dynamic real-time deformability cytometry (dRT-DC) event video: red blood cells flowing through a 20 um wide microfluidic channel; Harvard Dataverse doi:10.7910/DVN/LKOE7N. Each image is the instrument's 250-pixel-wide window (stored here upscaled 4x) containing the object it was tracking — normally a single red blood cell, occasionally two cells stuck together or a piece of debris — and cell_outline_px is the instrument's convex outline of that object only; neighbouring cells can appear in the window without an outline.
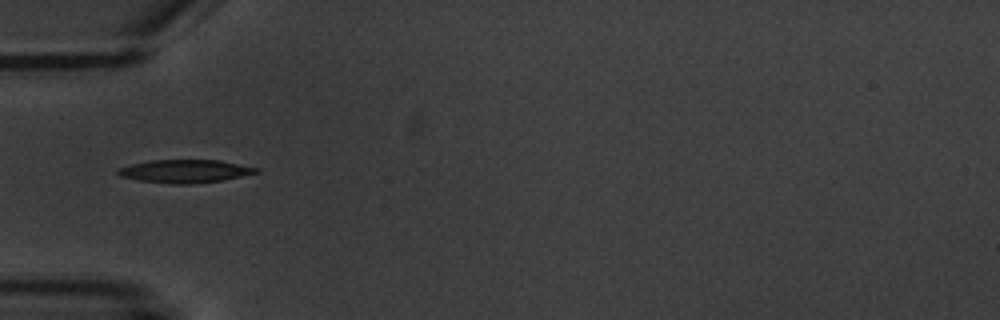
{"species": "common noctule bat (a hibernating species)", "species_latin": "Nyctalus noctula", "temperature_condition": "warm", "stored_images_in_passage": 10, "camera_frame_rate_fps": 3000, "um_per_image_px": 0.085, "animal": {"sex": "male", "body_mass_g": 20.1, "forearm_length_mm": 53.5}, "frame": {"image": 1, "passage_image": 1, "time_ms": 0.0, "image_size_px": [1000, 320], "cell_outline_px": [[260, 172], [224, 180], [188, 184], [172, 184], [140, 180], [120, 176], [116, 172], [116, 168], [132, 164], [152, 160], [220, 160], [260, 168]], "centroid_in_image_um": [15.75, 14.55], "position_along_channel_um": 69.3, "area_um2": 18.61}}
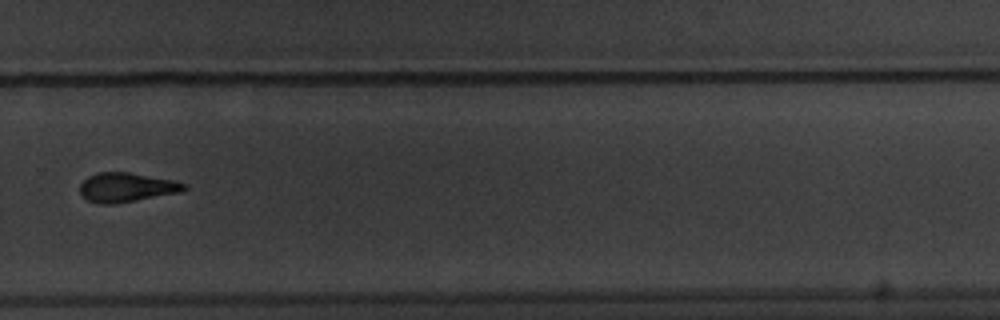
{"frame": {"image": 2, "passage_image": 7, "time_ms": 7.0, "image_size_px": [1000, 320], "cell_outline_px": [[188, 188], [180, 192], [112, 204], [100, 204], [88, 200], [80, 192], [80, 184], [88, 176], [96, 172], [128, 172], [172, 180], [188, 184]], "centroid_in_image_um": [10.74, 15.91], "position_along_channel_um": 319.1, "area_um2": 17.57}}
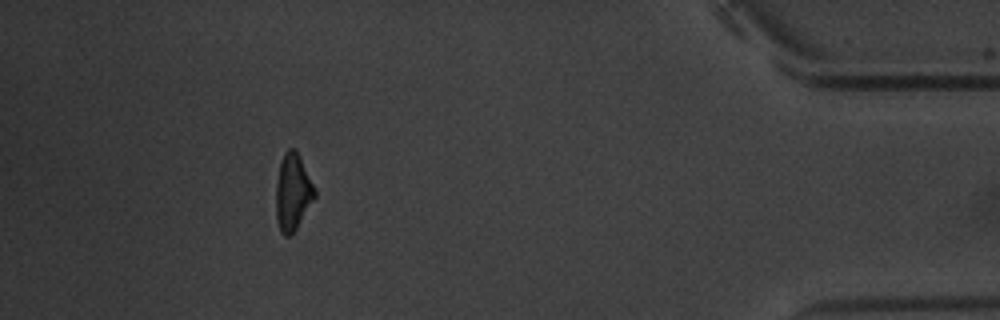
{"frame": {"image": 3, "passage_image": 10, "time_ms": 11.0, "image_size_px": [1000, 320], "cell_outline_px": [[316, 196], [296, 228], [288, 236], [284, 236], [280, 232], [276, 220], [276, 184], [280, 160], [284, 152], [288, 148], [296, 148], [316, 188]], "centroid_in_image_um": [24.88, 16.29], "position_along_channel_um": 410.3, "area_um2": 17.51}, "authors_computed_cell_mechanics": {"area_um2": 17.6868, "velocity_mm_per_s": 3.5675, "shape_relaxation_time_tau1_ms": 4.4497, "shape_relaxation_time_tau2_ms": 7.7677, "deformation_change_tau1": 0.1617, "deformation_change_tau2": 0.1811}}